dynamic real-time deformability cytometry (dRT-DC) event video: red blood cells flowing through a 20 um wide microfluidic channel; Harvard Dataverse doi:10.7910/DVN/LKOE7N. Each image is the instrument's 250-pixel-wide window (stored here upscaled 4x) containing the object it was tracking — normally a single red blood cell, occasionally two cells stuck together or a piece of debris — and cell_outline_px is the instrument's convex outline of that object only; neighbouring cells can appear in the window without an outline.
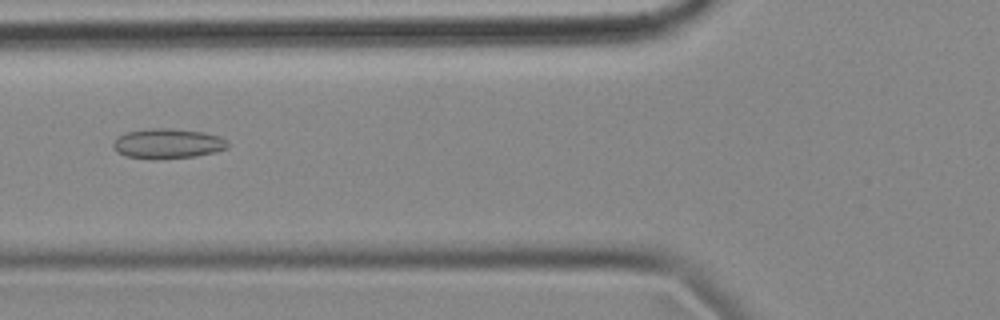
{"species": "common noctule bat (a hibernating species)", "species_latin": "Nyctalus noctula", "temperature_condition": "cold", "stored_images_in_passage": 57, "camera_frame_rate_fps": 3000, "um_per_image_px": 0.085, "animal": {"sex": "female", "body_mass_g": 18.4}, "frame": {"image": 1, "passage_image": 21, "time_ms": 6.667, "image_size_px": [1000, 320], "cell_outline_px": [[228, 148], [216, 152], [196, 156], [124, 156], [112, 148], [112, 144], [116, 136], [124, 132], [148, 128], [172, 128], [204, 132], [220, 136], [228, 140]], "centroid_in_image_um": [14.27, 12.14], "position_along_channel_um": 111.5, "area_um2": 19.54}}
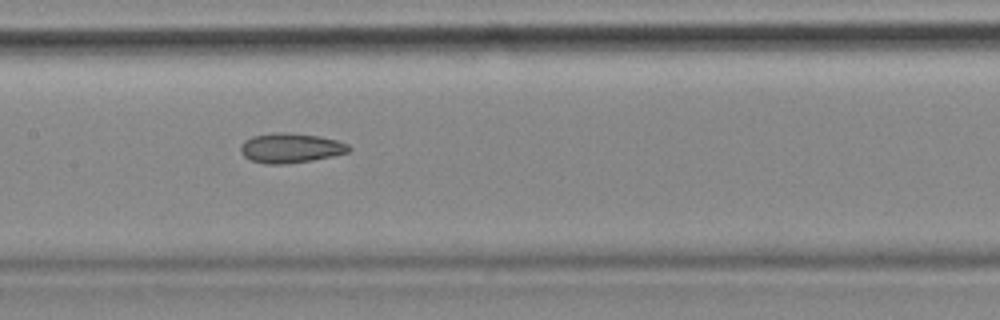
{"frame": {"image": 2, "passage_image": 27, "time_ms": 8.667, "image_size_px": [1000, 320], "cell_outline_px": [[352, 148], [348, 152], [332, 156], [312, 160], [284, 164], [264, 164], [252, 160], [244, 156], [240, 148], [244, 140], [252, 136], [276, 132], [288, 132], [320, 136], [336, 140], [348, 144]], "centroid_in_image_um": [24.71, 12.57], "position_along_channel_um": 182.7, "area_um2": 18.73}}
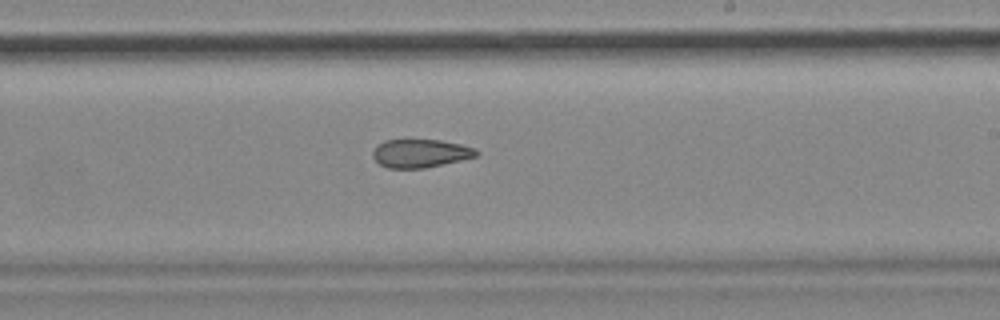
{"frame": {"image": 3, "passage_image": 33, "time_ms": 10.667, "image_size_px": [1000, 320], "cell_outline_px": [[480, 152], [476, 156], [460, 160], [424, 168], [388, 168], [380, 164], [372, 156], [372, 152], [376, 144], [384, 140], [440, 140], [460, 144], [476, 148]], "centroid_in_image_um": [35.71, 13.02], "position_along_channel_um": 253.3, "area_um2": 17.05}, "authors_computed_cell_mechanics": {"area_um2": 19.941, "velocity_mm_per_s": 3.5501, "shape_relaxation_time_tau1_ms": null, "shape_relaxation_time_tau2_ms": 4.6411, "deformation_change_tau1": null, "deformation_change_tau2": 0.1209}}